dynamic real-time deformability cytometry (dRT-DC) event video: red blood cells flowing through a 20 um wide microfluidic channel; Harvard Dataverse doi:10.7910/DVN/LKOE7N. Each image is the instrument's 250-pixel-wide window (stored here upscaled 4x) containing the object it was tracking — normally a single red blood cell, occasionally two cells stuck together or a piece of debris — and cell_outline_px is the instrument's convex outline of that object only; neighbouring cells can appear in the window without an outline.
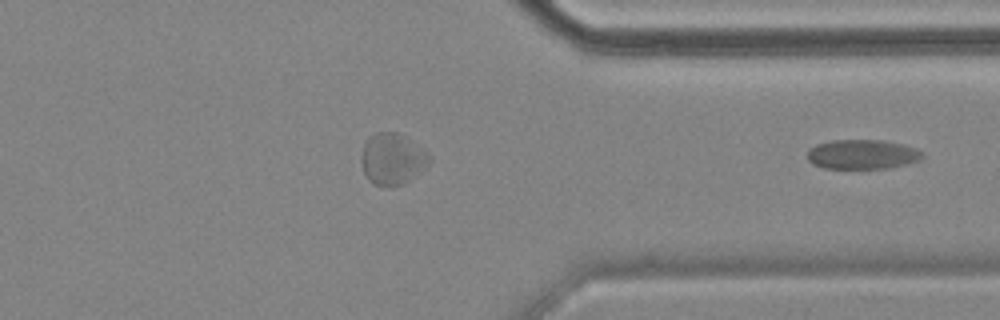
{"species": "common noctule bat (a hibernating species)", "species_latin": "Nyctalus noctula", "temperature_condition": "cold", "stored_images_in_passage": 34, "segment_of_instrument_passage": [2, 2], "camera_frame_rate_fps": 3000, "um_per_image_px": 0.085, "animal": {"sex": "female", "body_mass_g": 18.4}, "frame": {"image": 1, "passage_image": 34, "time_ms": 11.0, "image_size_px": [1000, 320], "cell_outline_px": [[924, 156], [920, 160], [908, 164], [888, 168], [824, 168], [812, 164], [808, 160], [808, 148], [816, 144], [832, 140], [880, 140], [900, 144], [916, 148]], "centroid_in_image_um": [73.27, 13.12], "position_along_channel_um": 338.1, "area_um2": 19.77}}